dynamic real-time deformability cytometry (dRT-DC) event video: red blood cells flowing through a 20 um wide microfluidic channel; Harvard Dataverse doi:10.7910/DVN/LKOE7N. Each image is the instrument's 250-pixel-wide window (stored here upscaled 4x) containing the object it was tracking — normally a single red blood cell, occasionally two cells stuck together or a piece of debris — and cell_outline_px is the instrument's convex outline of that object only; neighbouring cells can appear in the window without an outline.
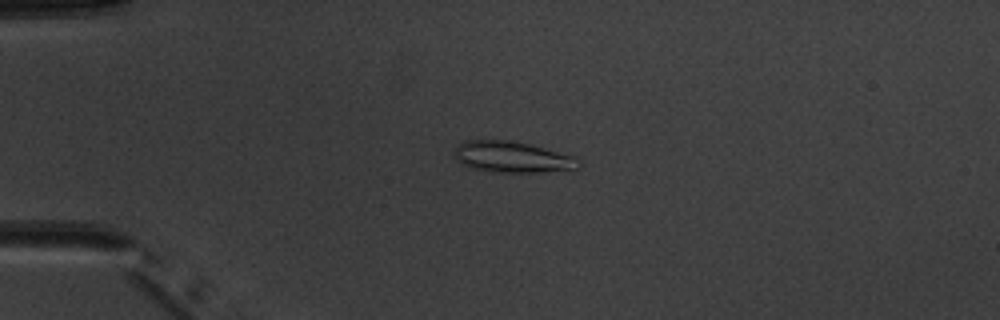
{"species": "common noctule bat (a hibernating species)", "species_latin": "Nyctalus noctula", "temperature_condition": "warm", "stored_images_in_passage": 5, "camera_frame_rate_fps": 3000, "um_per_image_px": 0.085, "animal": {"sex": "male", "body_mass_g": 20.1, "forearm_length_mm": 53.5}, "frame": {"image": 1, "passage_image": 4, "time_ms": 3.333, "image_size_px": [1000, 320], "cell_outline_px": [[580, 168], [540, 172], [492, 172], [472, 168], [456, 160], [452, 152], [456, 144], [464, 140], [512, 140], [576, 156], [580, 160]], "centroid_in_image_um": [43.51, 13.34], "position_along_channel_um": 41.5, "area_um2": 22.77}}